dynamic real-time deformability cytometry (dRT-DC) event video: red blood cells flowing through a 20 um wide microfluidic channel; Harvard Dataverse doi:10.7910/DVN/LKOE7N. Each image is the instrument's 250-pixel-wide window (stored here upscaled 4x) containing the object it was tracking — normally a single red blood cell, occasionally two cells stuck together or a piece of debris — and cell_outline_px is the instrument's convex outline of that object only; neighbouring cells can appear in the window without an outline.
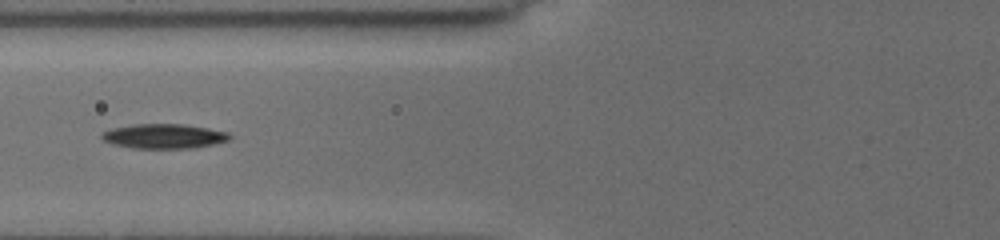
{"species": "common noctule bat (a hibernating species)", "species_latin": "Nyctalus noctula", "temperature_condition": "cold", "stored_images_in_passage": 12, "segment_of_instrument_passage": [2, 2], "camera_frame_rate_fps": 3000, "um_per_image_px": 0.085, "animal": {"sex": "female", "body_mass_g": 19.5, "forearm_length_mm": 54.1}, "frame": {"image": 1, "passage_image": 10, "time_ms": 8.333, "image_size_px": [1000, 240], "cell_outline_px": [[232, 136], [228, 140], [196, 148], [132, 148], [112, 144], [104, 140], [100, 136], [104, 132], [112, 128], [132, 124], [184, 124], [208, 128], [228, 132]], "centroid_in_image_um": [13.94, 11.57], "position_along_channel_um": 111.9, "area_um2": 18.32}}
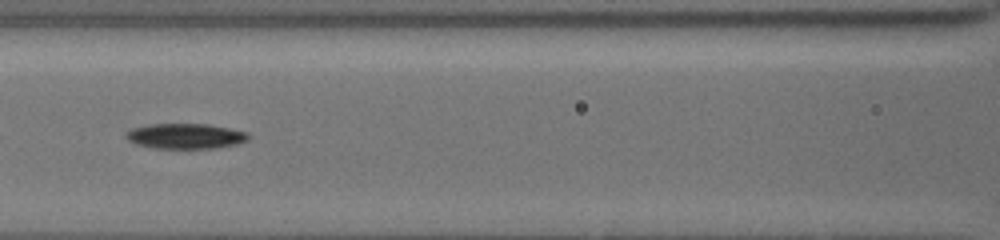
{"frame": {"image": 2, "passage_image": 11, "time_ms": 9.333, "image_size_px": [1000, 240], "cell_outline_px": [[248, 140], [236, 144], [216, 148], [156, 148], [136, 144], [128, 140], [124, 136], [132, 128], [148, 124], [208, 124], [248, 132]], "centroid_in_image_um": [15.76, 11.56], "position_along_channel_um": 150.8, "area_um2": 17.92}}